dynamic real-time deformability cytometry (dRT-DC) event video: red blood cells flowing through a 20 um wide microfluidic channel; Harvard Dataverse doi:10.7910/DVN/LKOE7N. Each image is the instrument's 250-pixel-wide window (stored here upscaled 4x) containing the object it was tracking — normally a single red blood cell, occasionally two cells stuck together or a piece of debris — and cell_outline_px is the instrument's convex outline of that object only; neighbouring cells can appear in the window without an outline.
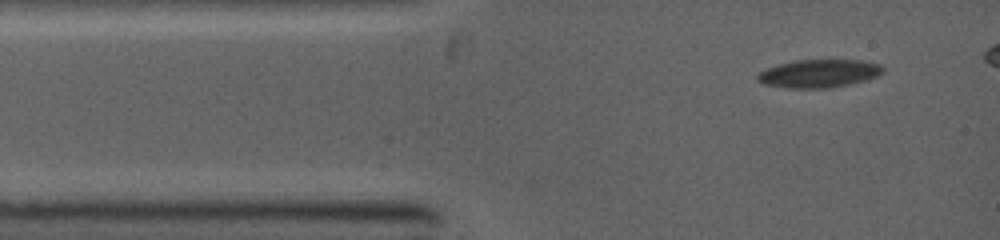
{"species": "common noctule bat (a hibernating species)", "species_latin": "Nyctalus noctula", "temperature_condition": "warm", "stored_images_in_passage": 9, "camera_frame_rate_fps": 5000, "um_per_image_px": 0.085, "animal": {"sex": "female", "body_mass_g": 19.0, "forearm_length_mm": 53.3}, "frame": {"image": 1, "passage_image": 1, "time_ms": 0.0, "image_size_px": [1000, 240], "cell_outline_px": [[884, 72], [876, 76], [864, 80], [832, 88], [788, 88], [764, 84], [756, 80], [756, 76], [760, 72], [776, 64], [796, 60], [860, 60], [880, 64], [884, 68]], "centroid_in_image_um": [69.59, 6.24], "position_along_channel_um": 15.4, "area_um2": 20.52}}
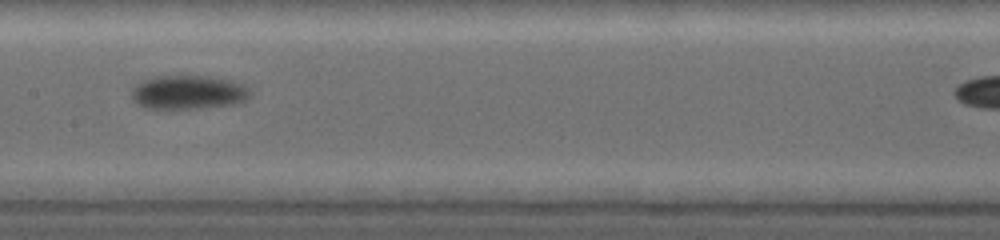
{"frame": {"image": 2, "passage_image": 6, "time_ms": 4.8, "image_size_px": [1000, 240], "cell_outline_px": [[252, 92], [244, 100], [232, 104], [196, 108], [144, 108], [136, 104], [132, 96], [132, 88], [140, 80], [156, 76], [208, 76], [228, 80], [244, 84]], "centroid_in_image_um": [15.95, 7.83], "position_along_channel_um": 191.4, "area_um2": 23.29}}
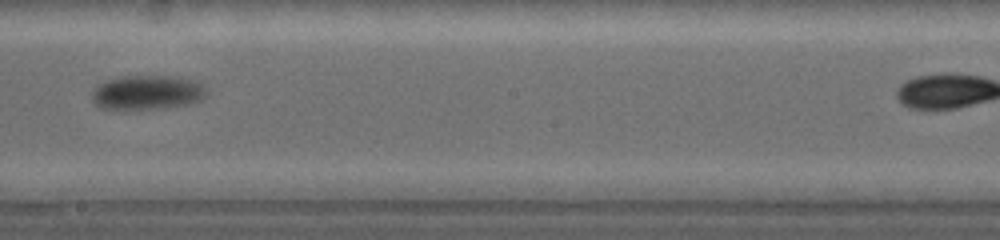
{"frame": {"image": 3, "passage_image": 7, "time_ms": 5.8, "image_size_px": [1000, 240], "cell_outline_px": [[208, 96], [200, 100], [188, 104], [156, 108], [100, 108], [92, 100], [92, 92], [96, 84], [104, 80], [120, 76], [176, 76], [196, 80], [208, 92]], "centroid_in_image_um": [12.51, 7.83], "position_along_channel_um": 235.7, "area_um2": 22.95}}